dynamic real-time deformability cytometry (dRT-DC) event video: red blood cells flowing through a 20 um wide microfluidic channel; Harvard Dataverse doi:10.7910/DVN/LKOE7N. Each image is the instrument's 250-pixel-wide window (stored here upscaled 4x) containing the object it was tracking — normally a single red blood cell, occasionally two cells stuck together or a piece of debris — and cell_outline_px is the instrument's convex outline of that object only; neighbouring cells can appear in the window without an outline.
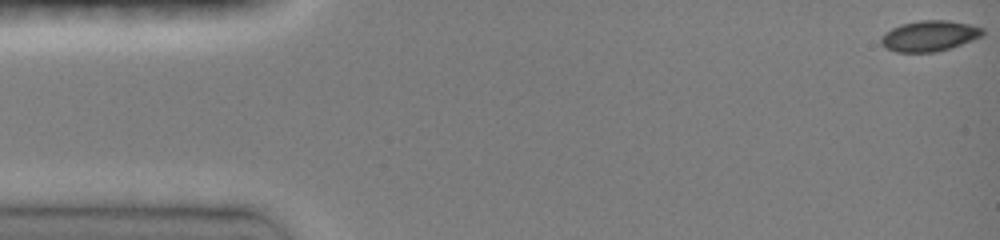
{"species": "common noctule bat (a hibernating species)", "species_latin": "Nyctalus noctula", "temperature_condition": "room temperature", "stored_images_in_passage": 47, "camera_frame_rate_fps": 3000, "um_per_image_px": 0.085, "animal": {"sex": "female", "body_mass_g": 19.0, "forearm_length_mm": 51.5}, "frame": {"image": 1, "passage_image": 1, "time_ms": 0.0, "image_size_px": [1000, 240], "cell_outline_px": [[984, 32], [980, 36], [972, 40], [936, 52], [896, 52], [884, 48], [880, 44], [880, 36], [884, 32], [900, 24], [920, 20], [948, 20], [968, 24], [984, 28]], "centroid_in_image_um": [78.93, 3.05], "position_along_channel_um": 6.1, "area_um2": 18.21}}
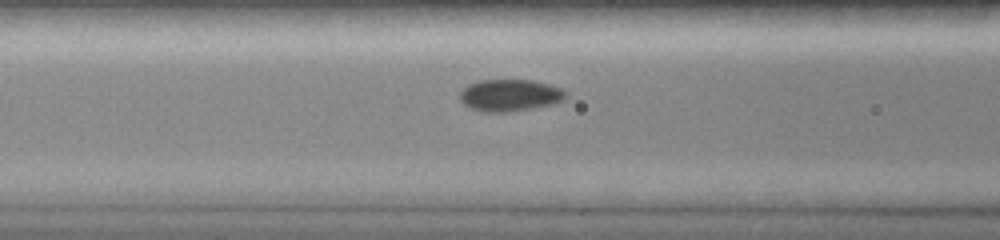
{"frame": {"image": 2, "passage_image": 19, "time_ms": 6.0, "image_size_px": [1000, 240], "cell_outline_px": [[568, 96], [564, 100], [552, 104], [532, 108], [508, 112], [480, 112], [468, 108], [460, 100], [460, 92], [468, 84], [480, 80], [532, 80], [548, 84], [560, 88], [568, 92]], "centroid_in_image_um": [43.33, 8.1], "position_along_channel_um": 123.3, "area_um2": 19.88}}
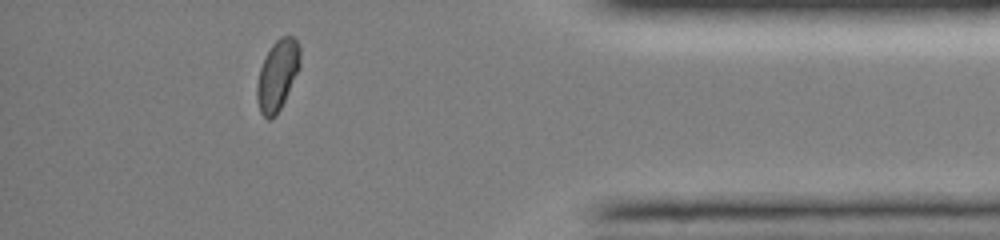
{"frame": {"image": 3, "passage_image": 42, "time_ms": 13.667, "image_size_px": [1000, 240], "cell_outline_px": [[300, 68], [276, 116], [268, 120], [260, 112], [256, 100], [256, 84], [260, 68], [272, 44], [280, 36], [292, 36], [300, 44]], "centroid_in_image_um": [23.58, 6.39], "position_along_channel_um": 411.6, "area_um2": 17.74}, "authors_computed_cell_mechanics": {"area_um2": 18.496, "velocity_mm_per_s": 4.0709, "shape_relaxation_time_tau1_ms": 3.7845, "shape_relaxation_time_tau2_ms": null, "deformation_change_tau1": 0.1169, "deformation_change_tau2": null}}